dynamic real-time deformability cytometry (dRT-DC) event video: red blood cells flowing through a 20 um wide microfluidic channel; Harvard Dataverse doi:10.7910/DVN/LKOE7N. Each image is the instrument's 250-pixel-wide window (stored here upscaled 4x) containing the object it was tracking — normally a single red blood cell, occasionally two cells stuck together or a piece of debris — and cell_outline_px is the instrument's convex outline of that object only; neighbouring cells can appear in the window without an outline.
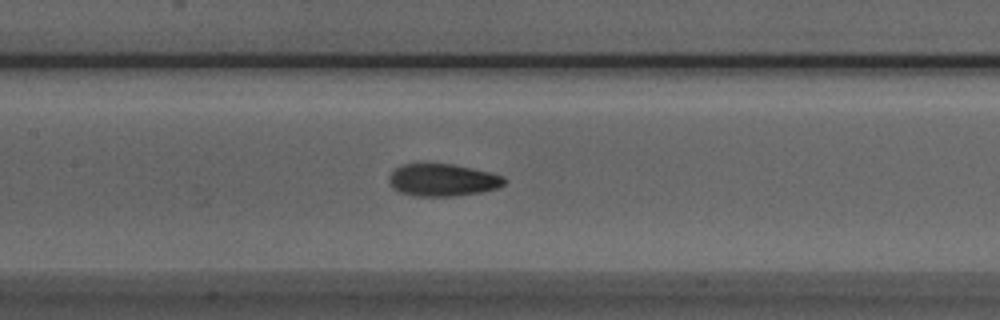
{"species": "Egyptian fruit bat (a non-hibernating species)", "species_latin": "Rousettus aegyptiacus", "temperature_condition": "room temperature", "stored_images_in_passage": 40, "camera_frame_rate_fps": 3000, "um_per_image_px": 0.085, "animal": {"sex": "male"}, "frame": {"image": 1, "passage_image": 15, "time_ms": 4.667, "image_size_px": [1000, 320], "cell_outline_px": [[508, 180], [504, 184], [496, 188], [480, 192], [452, 196], [416, 196], [400, 192], [392, 188], [388, 180], [388, 176], [396, 168], [404, 164], [452, 164], [472, 168], [504, 176]], "centroid_in_image_um": [37.61, 15.3], "position_along_channel_um": 169.8, "area_um2": 21.62}}
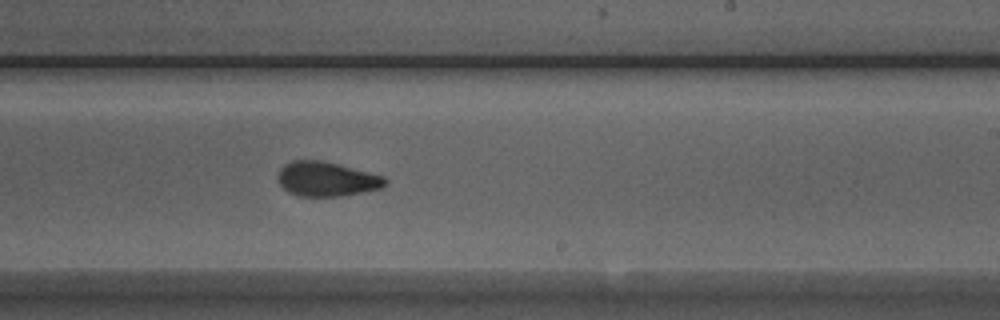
{"frame": {"image": 2, "passage_image": 22, "time_ms": 7.0, "image_size_px": [1000, 320], "cell_outline_px": [[388, 184], [380, 188], [340, 196], [300, 196], [288, 192], [280, 184], [276, 176], [280, 168], [284, 164], [292, 160], [320, 160], [384, 176], [388, 180]], "centroid_in_image_um": [27.73, 15.21], "position_along_channel_um": 261.3, "area_um2": 21.44}}
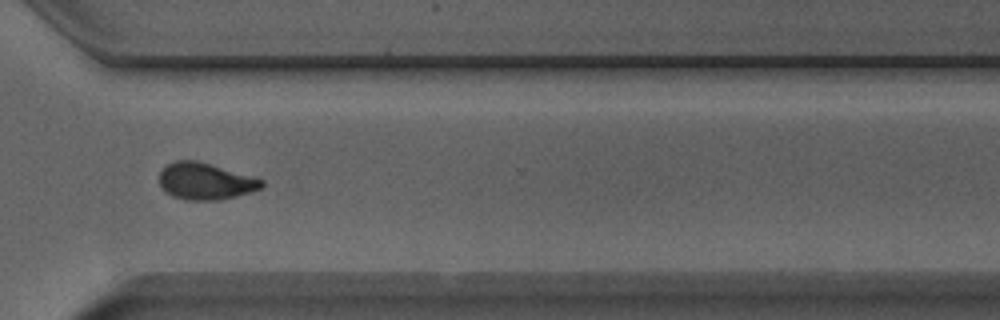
{"frame": {"image": 3, "passage_image": 29, "time_ms": 9.333, "image_size_px": [1000, 320], "cell_outline_px": [[264, 184], [260, 188], [252, 192], [220, 200], [188, 200], [172, 196], [164, 192], [160, 184], [160, 172], [168, 164], [176, 160], [196, 160], [252, 176], [264, 180]], "centroid_in_image_um": [17.45, 15.41], "position_along_channel_um": 353.1, "area_um2": 21.85}, "authors_computed_cell_mechanics": {"area_um2": 21.7328, "velocity_mm_per_s": 3.9336, "shape_relaxation_time_tau1_ms": 4.1834, "shape_relaxation_time_tau2_ms": 1.8121, "deformation_change_tau1": 0.1398, "deformation_change_tau2": 0.0812}}